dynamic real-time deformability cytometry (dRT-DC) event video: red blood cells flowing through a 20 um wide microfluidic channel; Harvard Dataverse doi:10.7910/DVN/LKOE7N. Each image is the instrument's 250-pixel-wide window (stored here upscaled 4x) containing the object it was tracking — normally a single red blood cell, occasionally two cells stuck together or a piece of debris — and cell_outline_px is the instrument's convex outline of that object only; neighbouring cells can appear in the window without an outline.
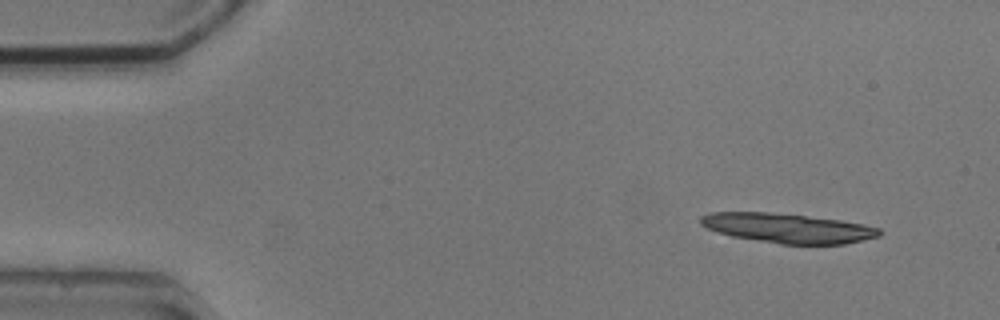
{"species": "common noctule bat (a hibernating species)", "species_latin": "Nyctalus noctula", "temperature_condition": "cold", "stored_images_in_passage": 4, "camera_frame_rate_fps": 3000, "um_per_image_px": 0.085, "animal": {"sex": "male", "body_mass_g": 20.5, "forearm_length_mm": 52.5}, "frame": {"image": 1, "passage_image": 1, "time_ms": 0.0, "image_size_px": [1000, 320], "cell_outline_px": [[880, 236], [844, 244], [780, 244], [732, 236], [708, 228], [700, 224], [700, 216], [712, 212], [768, 212], [840, 220], [864, 224], [880, 228]], "centroid_in_image_um": [66.97, 19.39], "position_along_channel_um": 18.0, "area_um2": 30.46}}
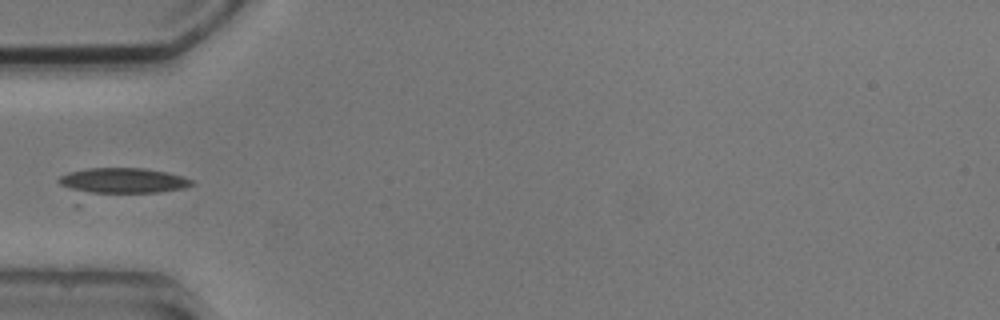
{"frame": {"image": 2, "passage_image": 4, "time_ms": 4.333, "image_size_px": [1000, 320], "cell_outline_px": [[196, 184], [184, 188], [80, 208], [76, 208], [56, 180], [60, 176], [68, 172], [88, 168], [144, 168], [168, 172], [184, 176], [192, 180]], "centroid_in_image_um": [9.98, 15.68], "position_along_channel_um": 75.0, "area_um2": 26.07}}